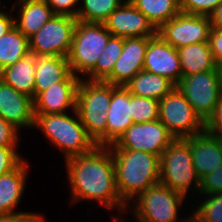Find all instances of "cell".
Masks as SVG:
<instances>
[{
  "label": "cell",
  "instance_id": "6da1fadb",
  "mask_svg": "<svg viewBox=\"0 0 222 222\" xmlns=\"http://www.w3.org/2000/svg\"><path fill=\"white\" fill-rule=\"evenodd\" d=\"M72 200H97L106 208L124 209L115 175L113 155L109 146L97 145L86 154L66 159Z\"/></svg>",
  "mask_w": 222,
  "mask_h": 222
},
{
  "label": "cell",
  "instance_id": "7a4b0ae2",
  "mask_svg": "<svg viewBox=\"0 0 222 222\" xmlns=\"http://www.w3.org/2000/svg\"><path fill=\"white\" fill-rule=\"evenodd\" d=\"M111 153L117 189L127 206L135 195L137 197L150 186L159 183V156L129 149H112Z\"/></svg>",
  "mask_w": 222,
  "mask_h": 222
},
{
  "label": "cell",
  "instance_id": "3957f363",
  "mask_svg": "<svg viewBox=\"0 0 222 222\" xmlns=\"http://www.w3.org/2000/svg\"><path fill=\"white\" fill-rule=\"evenodd\" d=\"M113 84L81 79L76 93V111L89 136L99 146H106V119L112 99Z\"/></svg>",
  "mask_w": 222,
  "mask_h": 222
},
{
  "label": "cell",
  "instance_id": "277c9868",
  "mask_svg": "<svg viewBox=\"0 0 222 222\" xmlns=\"http://www.w3.org/2000/svg\"><path fill=\"white\" fill-rule=\"evenodd\" d=\"M76 118L65 113L35 114L34 127L40 128L45 136L65 153V159L86 154L97 144L87 133L79 115Z\"/></svg>",
  "mask_w": 222,
  "mask_h": 222
},
{
  "label": "cell",
  "instance_id": "5b68a950",
  "mask_svg": "<svg viewBox=\"0 0 222 222\" xmlns=\"http://www.w3.org/2000/svg\"><path fill=\"white\" fill-rule=\"evenodd\" d=\"M159 182L186 195L192 182L199 192L200 178L195 171L188 138L175 139L160 156Z\"/></svg>",
  "mask_w": 222,
  "mask_h": 222
},
{
  "label": "cell",
  "instance_id": "8992f818",
  "mask_svg": "<svg viewBox=\"0 0 222 222\" xmlns=\"http://www.w3.org/2000/svg\"><path fill=\"white\" fill-rule=\"evenodd\" d=\"M111 36L103 23L77 20L71 49L67 56L72 73L89 74L95 68Z\"/></svg>",
  "mask_w": 222,
  "mask_h": 222
},
{
  "label": "cell",
  "instance_id": "52a82bcc",
  "mask_svg": "<svg viewBox=\"0 0 222 222\" xmlns=\"http://www.w3.org/2000/svg\"><path fill=\"white\" fill-rule=\"evenodd\" d=\"M159 120L175 139L192 137L205 131V123L177 87L159 100Z\"/></svg>",
  "mask_w": 222,
  "mask_h": 222
},
{
  "label": "cell",
  "instance_id": "ba28073f",
  "mask_svg": "<svg viewBox=\"0 0 222 222\" xmlns=\"http://www.w3.org/2000/svg\"><path fill=\"white\" fill-rule=\"evenodd\" d=\"M185 195L157 183L139 194L135 215L139 222H176Z\"/></svg>",
  "mask_w": 222,
  "mask_h": 222
},
{
  "label": "cell",
  "instance_id": "9c48e42d",
  "mask_svg": "<svg viewBox=\"0 0 222 222\" xmlns=\"http://www.w3.org/2000/svg\"><path fill=\"white\" fill-rule=\"evenodd\" d=\"M77 19L54 15L37 33L29 37L30 53L36 56L69 55Z\"/></svg>",
  "mask_w": 222,
  "mask_h": 222
},
{
  "label": "cell",
  "instance_id": "30bf717a",
  "mask_svg": "<svg viewBox=\"0 0 222 222\" xmlns=\"http://www.w3.org/2000/svg\"><path fill=\"white\" fill-rule=\"evenodd\" d=\"M176 87L204 123L222 97L217 70L183 76Z\"/></svg>",
  "mask_w": 222,
  "mask_h": 222
},
{
  "label": "cell",
  "instance_id": "8fae6325",
  "mask_svg": "<svg viewBox=\"0 0 222 222\" xmlns=\"http://www.w3.org/2000/svg\"><path fill=\"white\" fill-rule=\"evenodd\" d=\"M174 140L175 137L158 119L144 123H133L109 148L143 151L160 157Z\"/></svg>",
  "mask_w": 222,
  "mask_h": 222
},
{
  "label": "cell",
  "instance_id": "7c38bea8",
  "mask_svg": "<svg viewBox=\"0 0 222 222\" xmlns=\"http://www.w3.org/2000/svg\"><path fill=\"white\" fill-rule=\"evenodd\" d=\"M211 22L208 16L178 13L157 29V34L175 49L209 40Z\"/></svg>",
  "mask_w": 222,
  "mask_h": 222
},
{
  "label": "cell",
  "instance_id": "4fadbf2b",
  "mask_svg": "<svg viewBox=\"0 0 222 222\" xmlns=\"http://www.w3.org/2000/svg\"><path fill=\"white\" fill-rule=\"evenodd\" d=\"M112 36L122 38L154 37L157 29L130 0L124 1L103 22Z\"/></svg>",
  "mask_w": 222,
  "mask_h": 222
},
{
  "label": "cell",
  "instance_id": "5bb4252c",
  "mask_svg": "<svg viewBox=\"0 0 222 222\" xmlns=\"http://www.w3.org/2000/svg\"><path fill=\"white\" fill-rule=\"evenodd\" d=\"M143 70L166 77L177 85L182 78L178 50L156 34L148 41Z\"/></svg>",
  "mask_w": 222,
  "mask_h": 222
},
{
  "label": "cell",
  "instance_id": "9a60e30c",
  "mask_svg": "<svg viewBox=\"0 0 222 222\" xmlns=\"http://www.w3.org/2000/svg\"><path fill=\"white\" fill-rule=\"evenodd\" d=\"M151 38H124L122 53L117 59L111 75L104 82L125 86L137 73L142 71L147 44Z\"/></svg>",
  "mask_w": 222,
  "mask_h": 222
},
{
  "label": "cell",
  "instance_id": "2e32d148",
  "mask_svg": "<svg viewBox=\"0 0 222 222\" xmlns=\"http://www.w3.org/2000/svg\"><path fill=\"white\" fill-rule=\"evenodd\" d=\"M0 117L17 129L34 127L35 114L33 99L18 92L0 79Z\"/></svg>",
  "mask_w": 222,
  "mask_h": 222
},
{
  "label": "cell",
  "instance_id": "e0dca14e",
  "mask_svg": "<svg viewBox=\"0 0 222 222\" xmlns=\"http://www.w3.org/2000/svg\"><path fill=\"white\" fill-rule=\"evenodd\" d=\"M131 114L132 94L125 86L113 85L106 119V146L115 144L134 123Z\"/></svg>",
  "mask_w": 222,
  "mask_h": 222
},
{
  "label": "cell",
  "instance_id": "ac0fdd59",
  "mask_svg": "<svg viewBox=\"0 0 222 222\" xmlns=\"http://www.w3.org/2000/svg\"><path fill=\"white\" fill-rule=\"evenodd\" d=\"M192 162L201 179L222 165V138L206 131L189 137Z\"/></svg>",
  "mask_w": 222,
  "mask_h": 222
},
{
  "label": "cell",
  "instance_id": "d6986e66",
  "mask_svg": "<svg viewBox=\"0 0 222 222\" xmlns=\"http://www.w3.org/2000/svg\"><path fill=\"white\" fill-rule=\"evenodd\" d=\"M79 81H60L34 99V114L64 113L69 107L76 110V93Z\"/></svg>",
  "mask_w": 222,
  "mask_h": 222
},
{
  "label": "cell",
  "instance_id": "ffe728a7",
  "mask_svg": "<svg viewBox=\"0 0 222 222\" xmlns=\"http://www.w3.org/2000/svg\"><path fill=\"white\" fill-rule=\"evenodd\" d=\"M71 71L67 57L35 55L34 98L60 81H80Z\"/></svg>",
  "mask_w": 222,
  "mask_h": 222
},
{
  "label": "cell",
  "instance_id": "44dd1931",
  "mask_svg": "<svg viewBox=\"0 0 222 222\" xmlns=\"http://www.w3.org/2000/svg\"><path fill=\"white\" fill-rule=\"evenodd\" d=\"M0 79L12 88L34 99L35 55L29 53L15 64L0 71Z\"/></svg>",
  "mask_w": 222,
  "mask_h": 222
},
{
  "label": "cell",
  "instance_id": "7402d4cb",
  "mask_svg": "<svg viewBox=\"0 0 222 222\" xmlns=\"http://www.w3.org/2000/svg\"><path fill=\"white\" fill-rule=\"evenodd\" d=\"M20 2V19H14V26L28 38L37 33L55 15L45 0H20Z\"/></svg>",
  "mask_w": 222,
  "mask_h": 222
},
{
  "label": "cell",
  "instance_id": "603a6c76",
  "mask_svg": "<svg viewBox=\"0 0 222 222\" xmlns=\"http://www.w3.org/2000/svg\"><path fill=\"white\" fill-rule=\"evenodd\" d=\"M178 50L182 77L217 70L209 42L190 44Z\"/></svg>",
  "mask_w": 222,
  "mask_h": 222
},
{
  "label": "cell",
  "instance_id": "cb8c5ba5",
  "mask_svg": "<svg viewBox=\"0 0 222 222\" xmlns=\"http://www.w3.org/2000/svg\"><path fill=\"white\" fill-rule=\"evenodd\" d=\"M27 166L23 161L13 171L0 176V215L14 213L24 192Z\"/></svg>",
  "mask_w": 222,
  "mask_h": 222
},
{
  "label": "cell",
  "instance_id": "d4e9b609",
  "mask_svg": "<svg viewBox=\"0 0 222 222\" xmlns=\"http://www.w3.org/2000/svg\"><path fill=\"white\" fill-rule=\"evenodd\" d=\"M125 87L133 95L161 100L176 85L166 77L142 70Z\"/></svg>",
  "mask_w": 222,
  "mask_h": 222
},
{
  "label": "cell",
  "instance_id": "484cf974",
  "mask_svg": "<svg viewBox=\"0 0 222 222\" xmlns=\"http://www.w3.org/2000/svg\"><path fill=\"white\" fill-rule=\"evenodd\" d=\"M29 53V38L14 26L0 37V71Z\"/></svg>",
  "mask_w": 222,
  "mask_h": 222
},
{
  "label": "cell",
  "instance_id": "4316f807",
  "mask_svg": "<svg viewBox=\"0 0 222 222\" xmlns=\"http://www.w3.org/2000/svg\"><path fill=\"white\" fill-rule=\"evenodd\" d=\"M158 29L180 13L179 0H130Z\"/></svg>",
  "mask_w": 222,
  "mask_h": 222
},
{
  "label": "cell",
  "instance_id": "83f0119b",
  "mask_svg": "<svg viewBox=\"0 0 222 222\" xmlns=\"http://www.w3.org/2000/svg\"><path fill=\"white\" fill-rule=\"evenodd\" d=\"M124 38L111 36L106 48L97 60L95 68L88 74L89 81H105L112 73L115 63L122 53Z\"/></svg>",
  "mask_w": 222,
  "mask_h": 222
},
{
  "label": "cell",
  "instance_id": "f1b7e54d",
  "mask_svg": "<svg viewBox=\"0 0 222 222\" xmlns=\"http://www.w3.org/2000/svg\"><path fill=\"white\" fill-rule=\"evenodd\" d=\"M124 0H83L76 19L87 23H103Z\"/></svg>",
  "mask_w": 222,
  "mask_h": 222
},
{
  "label": "cell",
  "instance_id": "f546056e",
  "mask_svg": "<svg viewBox=\"0 0 222 222\" xmlns=\"http://www.w3.org/2000/svg\"><path fill=\"white\" fill-rule=\"evenodd\" d=\"M209 196L185 222H222V193Z\"/></svg>",
  "mask_w": 222,
  "mask_h": 222
},
{
  "label": "cell",
  "instance_id": "4dcf8cb0",
  "mask_svg": "<svg viewBox=\"0 0 222 222\" xmlns=\"http://www.w3.org/2000/svg\"><path fill=\"white\" fill-rule=\"evenodd\" d=\"M132 119L134 123H144L159 119V100L132 94Z\"/></svg>",
  "mask_w": 222,
  "mask_h": 222
},
{
  "label": "cell",
  "instance_id": "1f68e13d",
  "mask_svg": "<svg viewBox=\"0 0 222 222\" xmlns=\"http://www.w3.org/2000/svg\"><path fill=\"white\" fill-rule=\"evenodd\" d=\"M222 0H179L182 13L210 16Z\"/></svg>",
  "mask_w": 222,
  "mask_h": 222
},
{
  "label": "cell",
  "instance_id": "d6a6232c",
  "mask_svg": "<svg viewBox=\"0 0 222 222\" xmlns=\"http://www.w3.org/2000/svg\"><path fill=\"white\" fill-rule=\"evenodd\" d=\"M199 193L220 194L222 193V165L214 172H211L200 179Z\"/></svg>",
  "mask_w": 222,
  "mask_h": 222
},
{
  "label": "cell",
  "instance_id": "836d02e7",
  "mask_svg": "<svg viewBox=\"0 0 222 222\" xmlns=\"http://www.w3.org/2000/svg\"><path fill=\"white\" fill-rule=\"evenodd\" d=\"M15 149L16 147H0V176L13 171L23 162Z\"/></svg>",
  "mask_w": 222,
  "mask_h": 222
},
{
  "label": "cell",
  "instance_id": "e575fe53",
  "mask_svg": "<svg viewBox=\"0 0 222 222\" xmlns=\"http://www.w3.org/2000/svg\"><path fill=\"white\" fill-rule=\"evenodd\" d=\"M17 130L14 125L0 117V147H16Z\"/></svg>",
  "mask_w": 222,
  "mask_h": 222
},
{
  "label": "cell",
  "instance_id": "d590c367",
  "mask_svg": "<svg viewBox=\"0 0 222 222\" xmlns=\"http://www.w3.org/2000/svg\"><path fill=\"white\" fill-rule=\"evenodd\" d=\"M205 131L222 138V97L214 107L212 115L205 122Z\"/></svg>",
  "mask_w": 222,
  "mask_h": 222
},
{
  "label": "cell",
  "instance_id": "8d00e7d4",
  "mask_svg": "<svg viewBox=\"0 0 222 222\" xmlns=\"http://www.w3.org/2000/svg\"><path fill=\"white\" fill-rule=\"evenodd\" d=\"M45 1L51 7L55 15H66L76 18L78 9L73 10L72 8L76 5L78 0H45Z\"/></svg>",
  "mask_w": 222,
  "mask_h": 222
},
{
  "label": "cell",
  "instance_id": "74e56055",
  "mask_svg": "<svg viewBox=\"0 0 222 222\" xmlns=\"http://www.w3.org/2000/svg\"><path fill=\"white\" fill-rule=\"evenodd\" d=\"M208 42L216 65L222 63V29L211 27Z\"/></svg>",
  "mask_w": 222,
  "mask_h": 222
},
{
  "label": "cell",
  "instance_id": "f35d334b",
  "mask_svg": "<svg viewBox=\"0 0 222 222\" xmlns=\"http://www.w3.org/2000/svg\"><path fill=\"white\" fill-rule=\"evenodd\" d=\"M43 219L41 215L32 214L31 212H15L0 215V222H44Z\"/></svg>",
  "mask_w": 222,
  "mask_h": 222
},
{
  "label": "cell",
  "instance_id": "ab89813d",
  "mask_svg": "<svg viewBox=\"0 0 222 222\" xmlns=\"http://www.w3.org/2000/svg\"><path fill=\"white\" fill-rule=\"evenodd\" d=\"M14 21L6 12L0 14V37L14 27Z\"/></svg>",
  "mask_w": 222,
  "mask_h": 222
},
{
  "label": "cell",
  "instance_id": "60d3db41",
  "mask_svg": "<svg viewBox=\"0 0 222 222\" xmlns=\"http://www.w3.org/2000/svg\"><path fill=\"white\" fill-rule=\"evenodd\" d=\"M212 27L222 29V2L215 8L209 16Z\"/></svg>",
  "mask_w": 222,
  "mask_h": 222
},
{
  "label": "cell",
  "instance_id": "b9f144b4",
  "mask_svg": "<svg viewBox=\"0 0 222 222\" xmlns=\"http://www.w3.org/2000/svg\"><path fill=\"white\" fill-rule=\"evenodd\" d=\"M216 69L218 72L220 90H221V94H222V63L218 64Z\"/></svg>",
  "mask_w": 222,
  "mask_h": 222
}]
</instances>
